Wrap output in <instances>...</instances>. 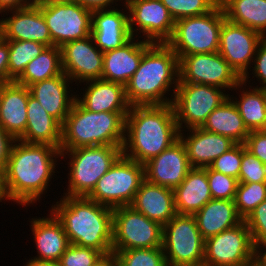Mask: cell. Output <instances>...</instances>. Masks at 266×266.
<instances>
[{
    "label": "cell",
    "instance_id": "cell-1",
    "mask_svg": "<svg viewBox=\"0 0 266 266\" xmlns=\"http://www.w3.org/2000/svg\"><path fill=\"white\" fill-rule=\"evenodd\" d=\"M15 143L2 172L3 189L6 199L27 206L39 200L48 189L49 179L56 169L55 160L61 156V151L48 144H30L19 140Z\"/></svg>",
    "mask_w": 266,
    "mask_h": 266
},
{
    "label": "cell",
    "instance_id": "cell-2",
    "mask_svg": "<svg viewBox=\"0 0 266 266\" xmlns=\"http://www.w3.org/2000/svg\"><path fill=\"white\" fill-rule=\"evenodd\" d=\"M179 132L172 104L131 105L125 118L123 156L145 164L176 142Z\"/></svg>",
    "mask_w": 266,
    "mask_h": 266
},
{
    "label": "cell",
    "instance_id": "cell-3",
    "mask_svg": "<svg viewBox=\"0 0 266 266\" xmlns=\"http://www.w3.org/2000/svg\"><path fill=\"white\" fill-rule=\"evenodd\" d=\"M62 223L70 244L112 253L113 209L87 197L64 196L50 210Z\"/></svg>",
    "mask_w": 266,
    "mask_h": 266
},
{
    "label": "cell",
    "instance_id": "cell-4",
    "mask_svg": "<svg viewBox=\"0 0 266 266\" xmlns=\"http://www.w3.org/2000/svg\"><path fill=\"white\" fill-rule=\"evenodd\" d=\"M178 77L177 54L166 43H153L144 52L139 68L125 85L127 101L130 105L172 104L173 98L169 100L165 94L173 84L175 94Z\"/></svg>",
    "mask_w": 266,
    "mask_h": 266
},
{
    "label": "cell",
    "instance_id": "cell-5",
    "mask_svg": "<svg viewBox=\"0 0 266 266\" xmlns=\"http://www.w3.org/2000/svg\"><path fill=\"white\" fill-rule=\"evenodd\" d=\"M128 112H90L74 101L62 124L60 150L88 146L122 147Z\"/></svg>",
    "mask_w": 266,
    "mask_h": 266
},
{
    "label": "cell",
    "instance_id": "cell-6",
    "mask_svg": "<svg viewBox=\"0 0 266 266\" xmlns=\"http://www.w3.org/2000/svg\"><path fill=\"white\" fill-rule=\"evenodd\" d=\"M60 151L61 157L70 153V178L68 177V193H65V196L70 197H87L95 188L97 181L123 155L122 147L108 145Z\"/></svg>",
    "mask_w": 266,
    "mask_h": 266
},
{
    "label": "cell",
    "instance_id": "cell-7",
    "mask_svg": "<svg viewBox=\"0 0 266 266\" xmlns=\"http://www.w3.org/2000/svg\"><path fill=\"white\" fill-rule=\"evenodd\" d=\"M225 19L222 7L217 6L206 14L179 19L166 44L177 56L218 52Z\"/></svg>",
    "mask_w": 266,
    "mask_h": 266
},
{
    "label": "cell",
    "instance_id": "cell-8",
    "mask_svg": "<svg viewBox=\"0 0 266 266\" xmlns=\"http://www.w3.org/2000/svg\"><path fill=\"white\" fill-rule=\"evenodd\" d=\"M144 180V164L122 155L97 181L87 198L112 209L131 205Z\"/></svg>",
    "mask_w": 266,
    "mask_h": 266
},
{
    "label": "cell",
    "instance_id": "cell-9",
    "mask_svg": "<svg viewBox=\"0 0 266 266\" xmlns=\"http://www.w3.org/2000/svg\"><path fill=\"white\" fill-rule=\"evenodd\" d=\"M162 248L173 266H203L205 239L194 215L176 214L163 225Z\"/></svg>",
    "mask_w": 266,
    "mask_h": 266
},
{
    "label": "cell",
    "instance_id": "cell-10",
    "mask_svg": "<svg viewBox=\"0 0 266 266\" xmlns=\"http://www.w3.org/2000/svg\"><path fill=\"white\" fill-rule=\"evenodd\" d=\"M172 106L179 131L202 127L209 114L228 97L221 88L195 83H178ZM184 123V126H183Z\"/></svg>",
    "mask_w": 266,
    "mask_h": 266
},
{
    "label": "cell",
    "instance_id": "cell-11",
    "mask_svg": "<svg viewBox=\"0 0 266 266\" xmlns=\"http://www.w3.org/2000/svg\"><path fill=\"white\" fill-rule=\"evenodd\" d=\"M40 11L49 28L53 46L62 47L67 42L91 35L93 11L72 0L41 3Z\"/></svg>",
    "mask_w": 266,
    "mask_h": 266
},
{
    "label": "cell",
    "instance_id": "cell-12",
    "mask_svg": "<svg viewBox=\"0 0 266 266\" xmlns=\"http://www.w3.org/2000/svg\"><path fill=\"white\" fill-rule=\"evenodd\" d=\"M163 226L130 205L113 209L112 251L162 247Z\"/></svg>",
    "mask_w": 266,
    "mask_h": 266
},
{
    "label": "cell",
    "instance_id": "cell-13",
    "mask_svg": "<svg viewBox=\"0 0 266 266\" xmlns=\"http://www.w3.org/2000/svg\"><path fill=\"white\" fill-rule=\"evenodd\" d=\"M178 57V83H195L221 89H238L242 78L218 53L191 54Z\"/></svg>",
    "mask_w": 266,
    "mask_h": 266
},
{
    "label": "cell",
    "instance_id": "cell-14",
    "mask_svg": "<svg viewBox=\"0 0 266 266\" xmlns=\"http://www.w3.org/2000/svg\"><path fill=\"white\" fill-rule=\"evenodd\" d=\"M253 262L254 245L245 220L205 240L203 266H253Z\"/></svg>",
    "mask_w": 266,
    "mask_h": 266
},
{
    "label": "cell",
    "instance_id": "cell-15",
    "mask_svg": "<svg viewBox=\"0 0 266 266\" xmlns=\"http://www.w3.org/2000/svg\"><path fill=\"white\" fill-rule=\"evenodd\" d=\"M263 38L260 33L227 19L222 24L218 53L242 78L243 83L249 79L247 71Z\"/></svg>",
    "mask_w": 266,
    "mask_h": 266
},
{
    "label": "cell",
    "instance_id": "cell-16",
    "mask_svg": "<svg viewBox=\"0 0 266 266\" xmlns=\"http://www.w3.org/2000/svg\"><path fill=\"white\" fill-rule=\"evenodd\" d=\"M129 31H141L146 41L166 43L173 34L175 21L161 0H125ZM137 25L139 28H134ZM137 29V30H136Z\"/></svg>",
    "mask_w": 266,
    "mask_h": 266
},
{
    "label": "cell",
    "instance_id": "cell-17",
    "mask_svg": "<svg viewBox=\"0 0 266 266\" xmlns=\"http://www.w3.org/2000/svg\"><path fill=\"white\" fill-rule=\"evenodd\" d=\"M93 42L90 35L85 39L67 42L60 47L62 69L71 81L79 80L80 83L101 79L103 52Z\"/></svg>",
    "mask_w": 266,
    "mask_h": 266
},
{
    "label": "cell",
    "instance_id": "cell-18",
    "mask_svg": "<svg viewBox=\"0 0 266 266\" xmlns=\"http://www.w3.org/2000/svg\"><path fill=\"white\" fill-rule=\"evenodd\" d=\"M191 168L185 145L179 138L144 164L145 180L174 189L181 184Z\"/></svg>",
    "mask_w": 266,
    "mask_h": 266
},
{
    "label": "cell",
    "instance_id": "cell-19",
    "mask_svg": "<svg viewBox=\"0 0 266 266\" xmlns=\"http://www.w3.org/2000/svg\"><path fill=\"white\" fill-rule=\"evenodd\" d=\"M13 11L11 17L0 19V36L4 40L36 41L53 46L49 28L40 11V4H31Z\"/></svg>",
    "mask_w": 266,
    "mask_h": 266
},
{
    "label": "cell",
    "instance_id": "cell-20",
    "mask_svg": "<svg viewBox=\"0 0 266 266\" xmlns=\"http://www.w3.org/2000/svg\"><path fill=\"white\" fill-rule=\"evenodd\" d=\"M132 37L122 47L103 53L101 79L126 85L139 68L144 52L153 44L150 41L133 42Z\"/></svg>",
    "mask_w": 266,
    "mask_h": 266
},
{
    "label": "cell",
    "instance_id": "cell-21",
    "mask_svg": "<svg viewBox=\"0 0 266 266\" xmlns=\"http://www.w3.org/2000/svg\"><path fill=\"white\" fill-rule=\"evenodd\" d=\"M112 7L92 12L91 36L103 53L122 47L132 38L128 16Z\"/></svg>",
    "mask_w": 266,
    "mask_h": 266
},
{
    "label": "cell",
    "instance_id": "cell-22",
    "mask_svg": "<svg viewBox=\"0 0 266 266\" xmlns=\"http://www.w3.org/2000/svg\"><path fill=\"white\" fill-rule=\"evenodd\" d=\"M187 131L191 132L189 136L187 134L185 137L180 131L179 138L185 145L189 164L193 168L209 167L217 157L236 144L229 137L206 131L201 127Z\"/></svg>",
    "mask_w": 266,
    "mask_h": 266
},
{
    "label": "cell",
    "instance_id": "cell-23",
    "mask_svg": "<svg viewBox=\"0 0 266 266\" xmlns=\"http://www.w3.org/2000/svg\"><path fill=\"white\" fill-rule=\"evenodd\" d=\"M29 87L15 81L0 85V126L18 140L26 130Z\"/></svg>",
    "mask_w": 266,
    "mask_h": 266
},
{
    "label": "cell",
    "instance_id": "cell-24",
    "mask_svg": "<svg viewBox=\"0 0 266 266\" xmlns=\"http://www.w3.org/2000/svg\"><path fill=\"white\" fill-rule=\"evenodd\" d=\"M70 79L63 72L61 75L33 83L29 86L30 93L53 118L61 124L70 113L76 96L68 94Z\"/></svg>",
    "mask_w": 266,
    "mask_h": 266
},
{
    "label": "cell",
    "instance_id": "cell-25",
    "mask_svg": "<svg viewBox=\"0 0 266 266\" xmlns=\"http://www.w3.org/2000/svg\"><path fill=\"white\" fill-rule=\"evenodd\" d=\"M130 206L162 226L177 214L173 189L146 180L141 183Z\"/></svg>",
    "mask_w": 266,
    "mask_h": 266
},
{
    "label": "cell",
    "instance_id": "cell-26",
    "mask_svg": "<svg viewBox=\"0 0 266 266\" xmlns=\"http://www.w3.org/2000/svg\"><path fill=\"white\" fill-rule=\"evenodd\" d=\"M88 83L83 97L76 101L90 112H129L130 104L127 101L125 86L112 81L94 79ZM90 82V84H89Z\"/></svg>",
    "mask_w": 266,
    "mask_h": 266
},
{
    "label": "cell",
    "instance_id": "cell-27",
    "mask_svg": "<svg viewBox=\"0 0 266 266\" xmlns=\"http://www.w3.org/2000/svg\"><path fill=\"white\" fill-rule=\"evenodd\" d=\"M62 124L53 118L31 94L27 102V123L19 141L30 144H48L60 149Z\"/></svg>",
    "mask_w": 266,
    "mask_h": 266
},
{
    "label": "cell",
    "instance_id": "cell-28",
    "mask_svg": "<svg viewBox=\"0 0 266 266\" xmlns=\"http://www.w3.org/2000/svg\"><path fill=\"white\" fill-rule=\"evenodd\" d=\"M32 220L31 230L39 254L33 259L58 263L62 254L70 245L62 223L52 212L48 218H32Z\"/></svg>",
    "mask_w": 266,
    "mask_h": 266
},
{
    "label": "cell",
    "instance_id": "cell-29",
    "mask_svg": "<svg viewBox=\"0 0 266 266\" xmlns=\"http://www.w3.org/2000/svg\"><path fill=\"white\" fill-rule=\"evenodd\" d=\"M177 214L194 215L212 200L206 168H191L181 184L173 189Z\"/></svg>",
    "mask_w": 266,
    "mask_h": 266
},
{
    "label": "cell",
    "instance_id": "cell-30",
    "mask_svg": "<svg viewBox=\"0 0 266 266\" xmlns=\"http://www.w3.org/2000/svg\"><path fill=\"white\" fill-rule=\"evenodd\" d=\"M201 236L206 240L243 221L234 200L212 199L194 214Z\"/></svg>",
    "mask_w": 266,
    "mask_h": 266
},
{
    "label": "cell",
    "instance_id": "cell-31",
    "mask_svg": "<svg viewBox=\"0 0 266 266\" xmlns=\"http://www.w3.org/2000/svg\"><path fill=\"white\" fill-rule=\"evenodd\" d=\"M201 128L229 137L236 144H244L250 133L230 97L209 114Z\"/></svg>",
    "mask_w": 266,
    "mask_h": 266
},
{
    "label": "cell",
    "instance_id": "cell-32",
    "mask_svg": "<svg viewBox=\"0 0 266 266\" xmlns=\"http://www.w3.org/2000/svg\"><path fill=\"white\" fill-rule=\"evenodd\" d=\"M222 9L227 20L266 37V0H229Z\"/></svg>",
    "mask_w": 266,
    "mask_h": 266
},
{
    "label": "cell",
    "instance_id": "cell-33",
    "mask_svg": "<svg viewBox=\"0 0 266 266\" xmlns=\"http://www.w3.org/2000/svg\"><path fill=\"white\" fill-rule=\"evenodd\" d=\"M63 73L61 48L46 47L40 55L33 58L25 67L16 83L29 87L33 83L49 79Z\"/></svg>",
    "mask_w": 266,
    "mask_h": 266
},
{
    "label": "cell",
    "instance_id": "cell-34",
    "mask_svg": "<svg viewBox=\"0 0 266 266\" xmlns=\"http://www.w3.org/2000/svg\"><path fill=\"white\" fill-rule=\"evenodd\" d=\"M252 90V91H251ZM243 90L239 101H233L249 131L265 130L266 90L252 88Z\"/></svg>",
    "mask_w": 266,
    "mask_h": 266
},
{
    "label": "cell",
    "instance_id": "cell-35",
    "mask_svg": "<svg viewBox=\"0 0 266 266\" xmlns=\"http://www.w3.org/2000/svg\"><path fill=\"white\" fill-rule=\"evenodd\" d=\"M9 48L8 83L15 81L26 65L47 47L36 41L6 40Z\"/></svg>",
    "mask_w": 266,
    "mask_h": 266
},
{
    "label": "cell",
    "instance_id": "cell-36",
    "mask_svg": "<svg viewBox=\"0 0 266 266\" xmlns=\"http://www.w3.org/2000/svg\"><path fill=\"white\" fill-rule=\"evenodd\" d=\"M266 199V182H238L234 203L243 220Z\"/></svg>",
    "mask_w": 266,
    "mask_h": 266
},
{
    "label": "cell",
    "instance_id": "cell-37",
    "mask_svg": "<svg viewBox=\"0 0 266 266\" xmlns=\"http://www.w3.org/2000/svg\"><path fill=\"white\" fill-rule=\"evenodd\" d=\"M118 266H161L166 260L162 247L139 248L112 252Z\"/></svg>",
    "mask_w": 266,
    "mask_h": 266
},
{
    "label": "cell",
    "instance_id": "cell-38",
    "mask_svg": "<svg viewBox=\"0 0 266 266\" xmlns=\"http://www.w3.org/2000/svg\"><path fill=\"white\" fill-rule=\"evenodd\" d=\"M174 21L210 12L215 5L210 0H161Z\"/></svg>",
    "mask_w": 266,
    "mask_h": 266
},
{
    "label": "cell",
    "instance_id": "cell-39",
    "mask_svg": "<svg viewBox=\"0 0 266 266\" xmlns=\"http://www.w3.org/2000/svg\"><path fill=\"white\" fill-rule=\"evenodd\" d=\"M207 178L213 199L234 200L238 179L207 167Z\"/></svg>",
    "mask_w": 266,
    "mask_h": 266
},
{
    "label": "cell",
    "instance_id": "cell-40",
    "mask_svg": "<svg viewBox=\"0 0 266 266\" xmlns=\"http://www.w3.org/2000/svg\"><path fill=\"white\" fill-rule=\"evenodd\" d=\"M245 150L244 144H235L227 152L217 157L209 167L212 170L238 179L242 154Z\"/></svg>",
    "mask_w": 266,
    "mask_h": 266
},
{
    "label": "cell",
    "instance_id": "cell-41",
    "mask_svg": "<svg viewBox=\"0 0 266 266\" xmlns=\"http://www.w3.org/2000/svg\"><path fill=\"white\" fill-rule=\"evenodd\" d=\"M104 255L93 248L70 244L62 254L59 266H93Z\"/></svg>",
    "mask_w": 266,
    "mask_h": 266
},
{
    "label": "cell",
    "instance_id": "cell-42",
    "mask_svg": "<svg viewBox=\"0 0 266 266\" xmlns=\"http://www.w3.org/2000/svg\"><path fill=\"white\" fill-rule=\"evenodd\" d=\"M238 182H266V165L247 150L242 154Z\"/></svg>",
    "mask_w": 266,
    "mask_h": 266
},
{
    "label": "cell",
    "instance_id": "cell-43",
    "mask_svg": "<svg viewBox=\"0 0 266 266\" xmlns=\"http://www.w3.org/2000/svg\"><path fill=\"white\" fill-rule=\"evenodd\" d=\"M254 246L266 243V199L245 219Z\"/></svg>",
    "mask_w": 266,
    "mask_h": 266
},
{
    "label": "cell",
    "instance_id": "cell-44",
    "mask_svg": "<svg viewBox=\"0 0 266 266\" xmlns=\"http://www.w3.org/2000/svg\"><path fill=\"white\" fill-rule=\"evenodd\" d=\"M244 145L246 150L252 155L256 156L260 161L266 165V131L255 130L250 131Z\"/></svg>",
    "mask_w": 266,
    "mask_h": 266
},
{
    "label": "cell",
    "instance_id": "cell-45",
    "mask_svg": "<svg viewBox=\"0 0 266 266\" xmlns=\"http://www.w3.org/2000/svg\"><path fill=\"white\" fill-rule=\"evenodd\" d=\"M253 72L262 84L259 89L266 90V37H264L258 44L255 57L253 59Z\"/></svg>",
    "mask_w": 266,
    "mask_h": 266
},
{
    "label": "cell",
    "instance_id": "cell-46",
    "mask_svg": "<svg viewBox=\"0 0 266 266\" xmlns=\"http://www.w3.org/2000/svg\"><path fill=\"white\" fill-rule=\"evenodd\" d=\"M16 139L0 126V171H4Z\"/></svg>",
    "mask_w": 266,
    "mask_h": 266
},
{
    "label": "cell",
    "instance_id": "cell-47",
    "mask_svg": "<svg viewBox=\"0 0 266 266\" xmlns=\"http://www.w3.org/2000/svg\"><path fill=\"white\" fill-rule=\"evenodd\" d=\"M8 42L0 36V85L8 83Z\"/></svg>",
    "mask_w": 266,
    "mask_h": 266
},
{
    "label": "cell",
    "instance_id": "cell-48",
    "mask_svg": "<svg viewBox=\"0 0 266 266\" xmlns=\"http://www.w3.org/2000/svg\"><path fill=\"white\" fill-rule=\"evenodd\" d=\"M85 8L95 11L110 8V4L118 0H72ZM109 6V7H108Z\"/></svg>",
    "mask_w": 266,
    "mask_h": 266
},
{
    "label": "cell",
    "instance_id": "cell-49",
    "mask_svg": "<svg viewBox=\"0 0 266 266\" xmlns=\"http://www.w3.org/2000/svg\"><path fill=\"white\" fill-rule=\"evenodd\" d=\"M32 4L31 0H0V14L8 10L20 9Z\"/></svg>",
    "mask_w": 266,
    "mask_h": 266
},
{
    "label": "cell",
    "instance_id": "cell-50",
    "mask_svg": "<svg viewBox=\"0 0 266 266\" xmlns=\"http://www.w3.org/2000/svg\"><path fill=\"white\" fill-rule=\"evenodd\" d=\"M262 245V246H261ZM258 246H254V262H253V266H266V250L264 251V253H262L260 250V247L264 249H266V243L261 244Z\"/></svg>",
    "mask_w": 266,
    "mask_h": 266
},
{
    "label": "cell",
    "instance_id": "cell-51",
    "mask_svg": "<svg viewBox=\"0 0 266 266\" xmlns=\"http://www.w3.org/2000/svg\"><path fill=\"white\" fill-rule=\"evenodd\" d=\"M93 266H118V261L113 253L104 255Z\"/></svg>",
    "mask_w": 266,
    "mask_h": 266
},
{
    "label": "cell",
    "instance_id": "cell-52",
    "mask_svg": "<svg viewBox=\"0 0 266 266\" xmlns=\"http://www.w3.org/2000/svg\"><path fill=\"white\" fill-rule=\"evenodd\" d=\"M25 266H59L57 262L53 261H42L37 259L28 260Z\"/></svg>",
    "mask_w": 266,
    "mask_h": 266
},
{
    "label": "cell",
    "instance_id": "cell-53",
    "mask_svg": "<svg viewBox=\"0 0 266 266\" xmlns=\"http://www.w3.org/2000/svg\"><path fill=\"white\" fill-rule=\"evenodd\" d=\"M4 198L6 199L4 189H3V175H2V171H0V202H2Z\"/></svg>",
    "mask_w": 266,
    "mask_h": 266
},
{
    "label": "cell",
    "instance_id": "cell-54",
    "mask_svg": "<svg viewBox=\"0 0 266 266\" xmlns=\"http://www.w3.org/2000/svg\"><path fill=\"white\" fill-rule=\"evenodd\" d=\"M215 6L222 7L225 5L229 0H210Z\"/></svg>",
    "mask_w": 266,
    "mask_h": 266
},
{
    "label": "cell",
    "instance_id": "cell-55",
    "mask_svg": "<svg viewBox=\"0 0 266 266\" xmlns=\"http://www.w3.org/2000/svg\"><path fill=\"white\" fill-rule=\"evenodd\" d=\"M49 1H55V0H32V4L38 5Z\"/></svg>",
    "mask_w": 266,
    "mask_h": 266
},
{
    "label": "cell",
    "instance_id": "cell-56",
    "mask_svg": "<svg viewBox=\"0 0 266 266\" xmlns=\"http://www.w3.org/2000/svg\"><path fill=\"white\" fill-rule=\"evenodd\" d=\"M161 266H173V265L168 261H165Z\"/></svg>",
    "mask_w": 266,
    "mask_h": 266
}]
</instances>
